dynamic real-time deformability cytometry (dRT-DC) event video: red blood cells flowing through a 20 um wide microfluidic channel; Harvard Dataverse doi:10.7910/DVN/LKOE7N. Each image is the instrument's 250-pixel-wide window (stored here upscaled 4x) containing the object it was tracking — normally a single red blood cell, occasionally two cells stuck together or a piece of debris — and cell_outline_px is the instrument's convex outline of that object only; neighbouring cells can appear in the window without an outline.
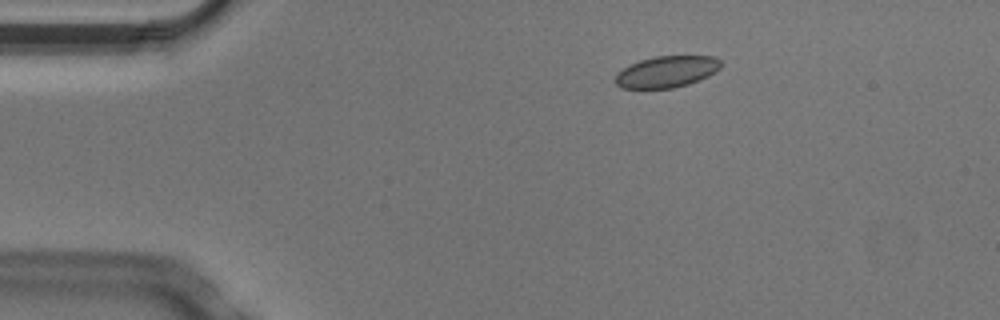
{"species": "Egyptian fruit bat (a non-hibernating species)", "species_latin": "Rousettus aegyptiacus", "temperature_condition": "cold", "stored_images_in_passage": 4, "camera_frame_rate_fps": 3000, "um_per_image_px": 0.085, "animal": {"sex": "male"}, "frame": {"image": 1, "passage_image": 2, "time_ms": 0.333, "image_size_px": [1000, 320], "cell_outline_px": [[724, 64], [716, 72], [700, 80], [688, 84], [672, 88], [620, 88], [616, 84], [616, 72], [628, 64], [640, 60], [656, 56], [716, 56]], "centroid_in_image_um": [56.68, 6.09], "position_along_channel_um": 28.3, "area_um2": 19.59}}